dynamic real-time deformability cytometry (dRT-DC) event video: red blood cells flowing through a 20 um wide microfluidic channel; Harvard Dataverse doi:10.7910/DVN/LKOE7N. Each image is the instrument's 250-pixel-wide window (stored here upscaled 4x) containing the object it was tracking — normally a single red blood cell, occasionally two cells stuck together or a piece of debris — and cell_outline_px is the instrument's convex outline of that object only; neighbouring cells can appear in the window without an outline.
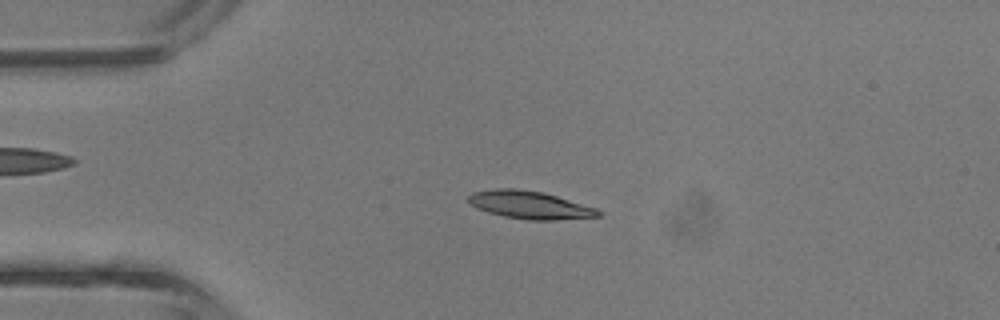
{"species": "common noctule bat (a hibernating species)", "species_latin": "Nyctalus noctula", "temperature_condition": "room temperature", "stored_images_in_passage": 36, "camera_frame_rate_fps": 3000, "um_per_image_px": 0.085, "animal": {"sex": "male", "body_mass_g": 13.3}, "frame": {"image": 1, "passage_image": 5, "time_ms": 1.333, "image_size_px": [1000, 320], "cell_outline_px": [[604, 212], [600, 216], [556, 220], [528, 220], [504, 216], [488, 212], [476, 208], [468, 200], [468, 196], [472, 192], [496, 188], [516, 188], [544, 192], [596, 208]], "centroid_in_image_um": [45.04, 17.41], "position_along_channel_um": 40.0, "area_um2": 21.1}}
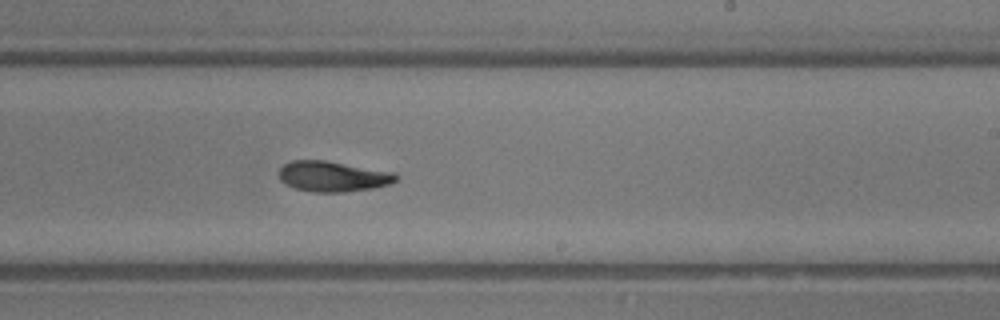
{"frame": {"image": 2, "passage_image": 20, "time_ms": 6.333, "image_size_px": [1000, 320], "cell_outline_px": [[400, 176], [396, 180], [388, 184], [372, 188], [344, 192], [312, 192], [296, 188], [280, 180], [280, 168], [284, 164], [292, 160], [324, 160], [396, 172]], "centroid_in_image_um": [28.32, 14.98], "position_along_channel_um": 260.7, "area_um2": 20.69}}
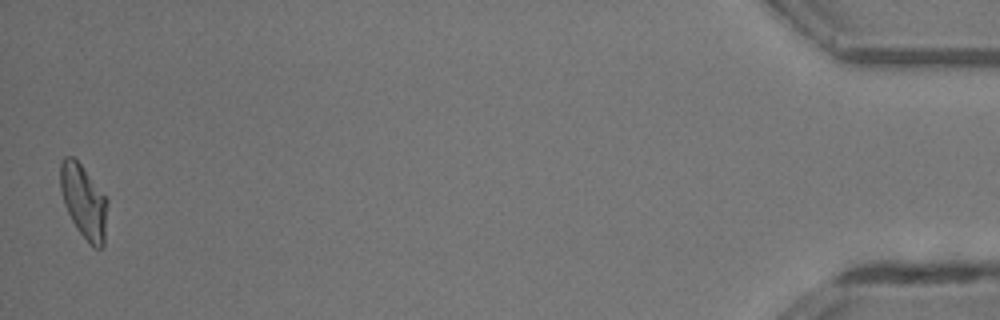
{"frame": {"image": 3, "passage_image": 36, "time_ms": 11.667, "image_size_px": [1000, 320], "cell_outline_px": [[108, 200], [104, 244], [100, 248], [96, 248], [76, 228], [64, 204], [60, 188], [60, 160], [64, 156], [72, 156], [80, 164]], "centroid_in_image_um": [7.1, 17.09], "position_along_channel_um": 428.1, "area_um2": 19.83}, "authors_computed_cell_mechanics": {"area_um2": 20.7502, "velocity_mm_per_s": 4.9798, "shape_relaxation_time_tau1_ms": 2.9617, "shape_relaxation_time_tau2_ms": 3.866, "deformation_change_tau1": 0.1566, "deformation_change_tau2": 0.1129}}